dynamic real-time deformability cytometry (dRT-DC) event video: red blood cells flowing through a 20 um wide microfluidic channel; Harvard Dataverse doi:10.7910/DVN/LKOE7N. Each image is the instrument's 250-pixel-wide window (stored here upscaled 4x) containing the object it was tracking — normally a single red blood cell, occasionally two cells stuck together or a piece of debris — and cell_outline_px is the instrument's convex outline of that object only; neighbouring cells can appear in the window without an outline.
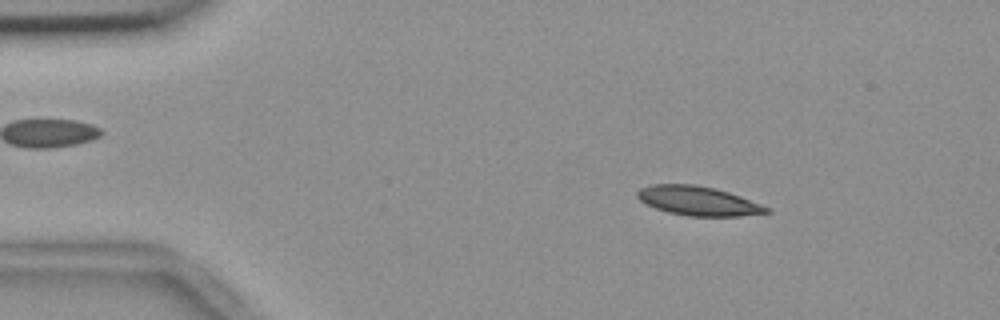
{"species": "common noctule bat (a hibernating species)", "species_latin": "Nyctalus noctula", "temperature_condition": "room temperature", "stored_images_in_passage": 3, "camera_frame_rate_fps": 3000, "um_per_image_px": 0.085, "animal": {"sex": "female", "body_mass_g": 18.4}, "frame": {"image": 1, "passage_image": 1, "time_ms": 0.0, "image_size_px": [1000, 320], "cell_outline_px": [[772, 212], [740, 216], [688, 216], [668, 212], [656, 208], [640, 200], [636, 196], [636, 192], [640, 188], [652, 184], [692, 184], [716, 188], [740, 196], [772, 208]], "centroid_in_image_um": [59.37, 17.07], "position_along_channel_um": 25.6, "area_um2": 22.02}}